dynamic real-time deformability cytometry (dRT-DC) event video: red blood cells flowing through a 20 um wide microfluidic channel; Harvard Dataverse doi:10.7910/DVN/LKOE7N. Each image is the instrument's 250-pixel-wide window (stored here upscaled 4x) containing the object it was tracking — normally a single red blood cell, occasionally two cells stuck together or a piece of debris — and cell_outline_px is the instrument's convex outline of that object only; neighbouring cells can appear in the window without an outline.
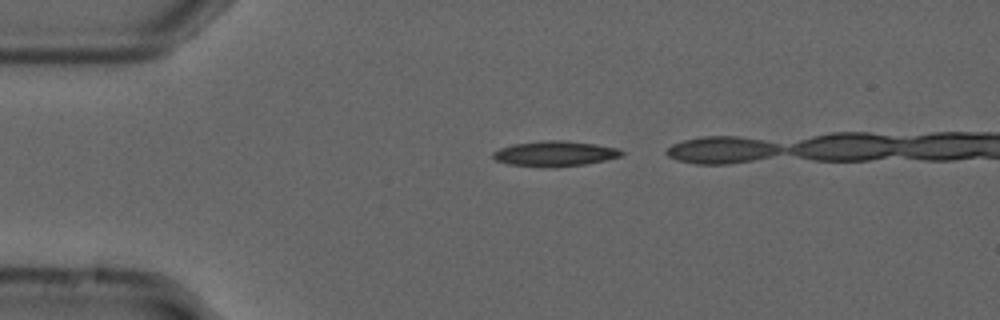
{"species": "common noctule bat (a hibernating species)", "species_latin": "Nyctalus noctula", "temperature_condition": "cold", "stored_images_in_passage": 16, "camera_frame_rate_fps": 3000, "um_per_image_px": 0.085, "animal": {"sex": "male", "forearm_length_mm": 52.5}, "frame": {"image": 1, "passage_image": 1, "time_ms": 0.0, "image_size_px": [1000, 320], "cell_outline_px": [[624, 156], [584, 164], [556, 168], [548, 168], [508, 164], [496, 160], [492, 156], [492, 152], [500, 148], [512, 144], [544, 140], [564, 140], [596, 144], [616, 148], [624, 152]], "centroid_in_image_um": [47.15, 13.06], "position_along_channel_um": 37.9, "area_um2": 19.13}}
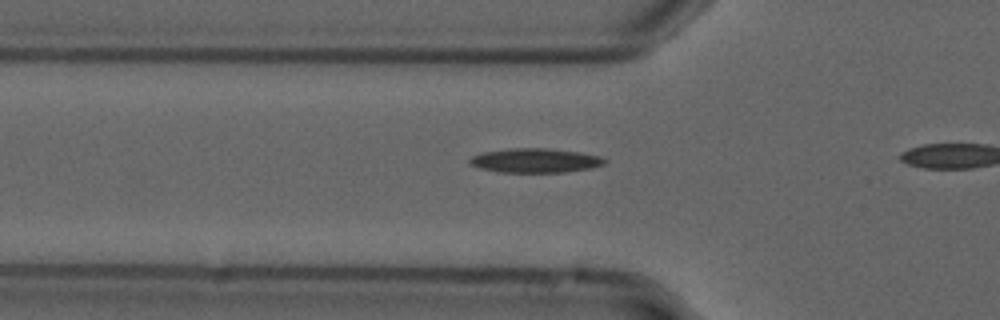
{"frame": {"image": 2, "passage_image": 7, "time_ms": 2.0, "image_size_px": [1000, 320], "cell_outline_px": [[608, 160], [604, 164], [592, 168], [564, 172], [500, 172], [480, 168], [468, 164], [468, 160], [472, 156], [484, 152], [508, 148], [548, 148], [580, 152], [600, 156]], "centroid_in_image_um": [45.5, 13.64], "position_along_channel_um": 80.3, "area_um2": 19.19}}
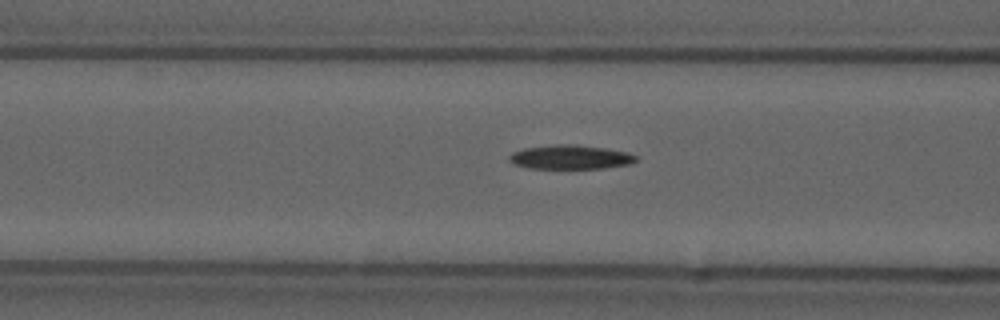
{"frame": {"image": 3, "passage_image": 10, "time_ms": 3.0, "image_size_px": [1000, 320], "cell_outline_px": [[640, 160], [628, 164], [604, 168], [528, 168], [512, 164], [508, 160], [508, 156], [512, 152], [524, 148], [556, 144], [576, 144], [604, 148], [628, 152], [640, 156]], "centroid_in_image_um": [48.49, 13.35], "position_along_channel_um": 118.1, "area_um2": 18.03}}